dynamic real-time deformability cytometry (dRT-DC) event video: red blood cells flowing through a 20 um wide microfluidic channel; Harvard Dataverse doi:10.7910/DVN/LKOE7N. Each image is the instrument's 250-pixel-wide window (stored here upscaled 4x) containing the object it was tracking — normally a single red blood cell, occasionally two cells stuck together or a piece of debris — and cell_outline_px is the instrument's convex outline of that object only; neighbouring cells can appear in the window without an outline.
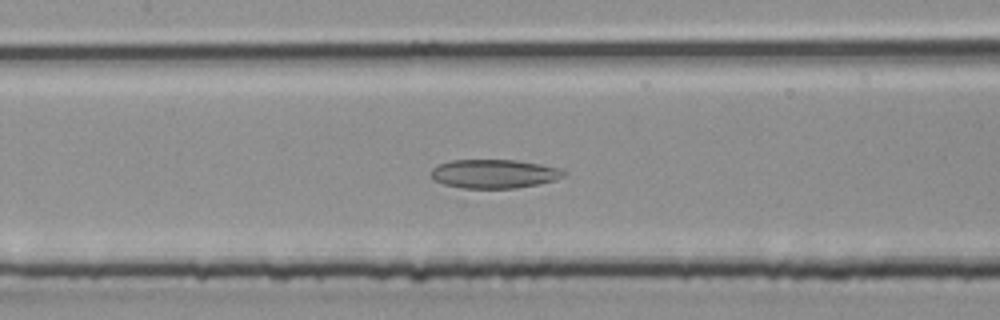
{"species": "common noctule bat (a hibernating species)", "species_latin": "Nyctalus noctula", "temperature_condition": "room temperature", "stored_images_in_passage": 27, "camera_frame_rate_fps": 3000, "um_per_image_px": 0.085, "animal": {"sex": "male", "body_mass_g": 20.4}, "frame": {"image": 1, "passage_image": 8, "time_ms": 2.333, "image_size_px": [1000, 320], "cell_outline_px": [[568, 172], [564, 176], [552, 180], [536, 184], [516, 188], [464, 188], [444, 184], [432, 180], [432, 168], [436, 164], [448, 160], [516, 160], [540, 164], [556, 168]], "centroid_in_image_um": [41.94, 14.76], "position_along_channel_um": 165.5, "area_um2": 22.2}}
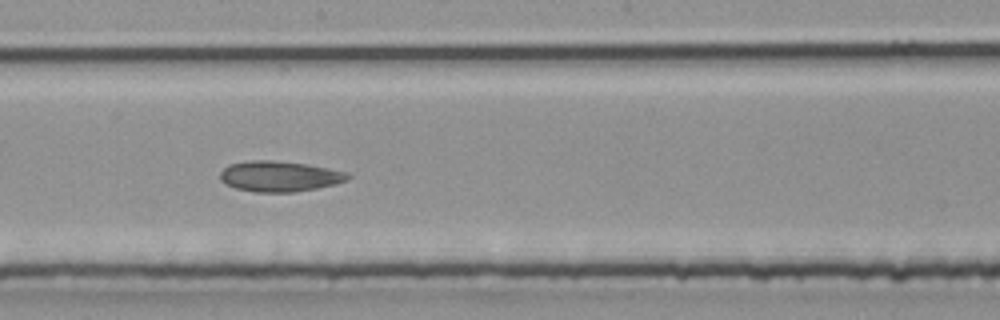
{"frame": {"image": 2, "passage_image": 11, "time_ms": 3.333, "image_size_px": [1000, 320], "cell_outline_px": [[352, 176], [348, 180], [336, 184], [296, 192], [256, 192], [236, 188], [224, 184], [220, 180], [220, 172], [228, 164], [248, 160], [272, 160], [304, 164], [348, 172]], "centroid_in_image_um": [23.74, 14.99], "position_along_channel_um": 224.5, "area_um2": 22.83}}
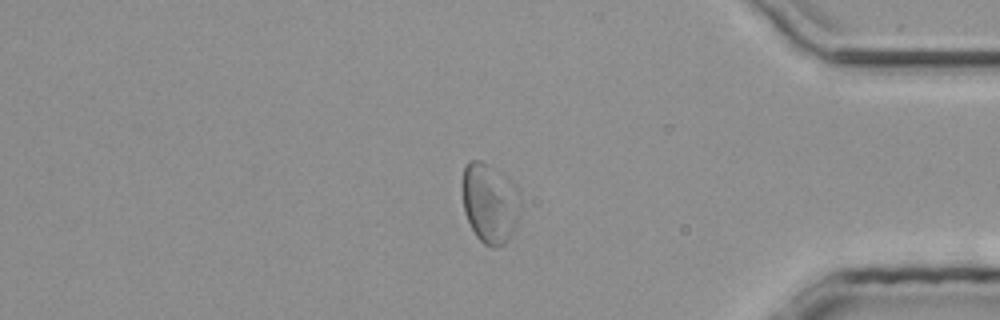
{"frame": {"image": 3, "passage_image": 21, "time_ms": 6.667, "image_size_px": [1000, 320], "cell_outline_px": [[524, 204], [504, 244], [496, 248], [492, 248], [484, 244], [476, 236], [464, 212], [460, 188], [460, 184], [464, 168], [468, 160], [480, 160], [508, 176], [520, 188]], "centroid_in_image_um": [41.64, 17.19], "position_along_channel_um": 393.6, "area_um2": 27.92}}